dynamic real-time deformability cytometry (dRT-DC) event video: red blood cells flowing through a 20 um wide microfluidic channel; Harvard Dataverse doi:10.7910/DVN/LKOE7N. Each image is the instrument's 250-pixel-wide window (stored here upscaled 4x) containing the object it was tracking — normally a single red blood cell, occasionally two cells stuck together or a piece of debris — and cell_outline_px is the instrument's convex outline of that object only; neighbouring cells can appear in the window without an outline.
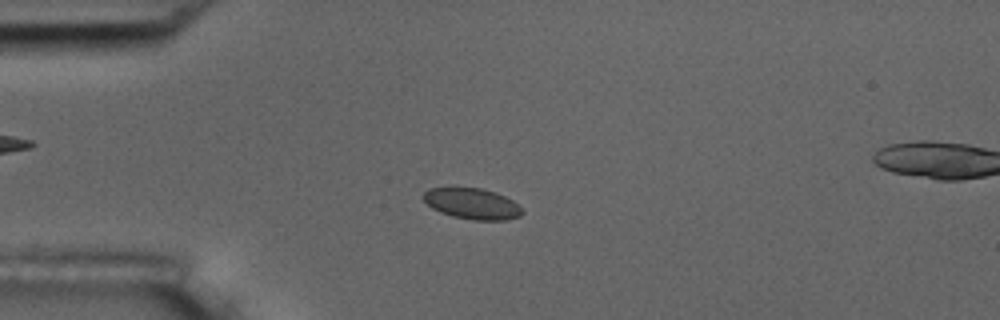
{"species": "common noctule bat (a hibernating species)", "species_latin": "Nyctalus noctula", "temperature_condition": "room temperature", "stored_images_in_passage": 56, "camera_frame_rate_fps": 3000, "um_per_image_px": 0.085, "animal": {"sex": "male", "body_mass_g": 17.5, "forearm_length_mm": 52.3}, "frame": {"image": 1, "passage_image": 14, "time_ms": 4.333, "image_size_px": [1000, 320], "cell_outline_px": [[524, 212], [520, 216], [504, 220], [472, 220], [452, 216], [440, 212], [432, 208], [420, 196], [428, 188], [448, 184], [452, 184], [480, 188], [496, 192], [512, 200]], "centroid_in_image_um": [40.03, 17.25], "position_along_channel_um": 45.0, "area_um2": 18.55}}
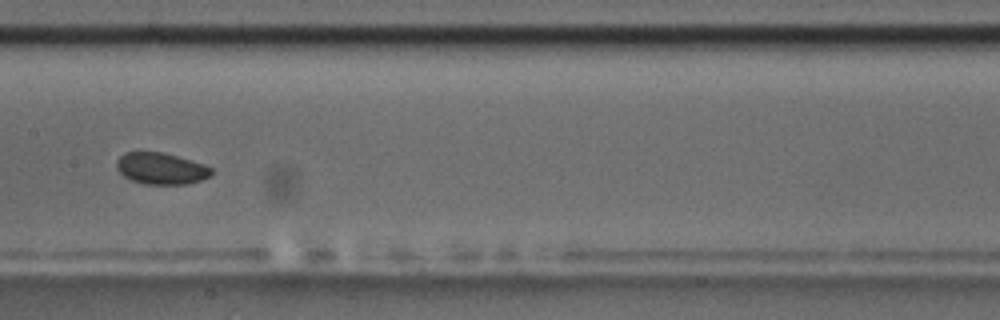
{"frame": {"image": 2, "passage_image": 28, "time_ms": 9.0, "image_size_px": [1000, 320], "cell_outline_px": [[212, 176], [188, 184], [144, 184], [132, 180], [124, 176], [116, 168], [116, 160], [124, 152], [164, 152], [192, 160], [204, 164], [212, 168]], "centroid_in_image_um": [13.7, 14.32], "position_along_channel_um": 193.7, "area_um2": 17.57}}
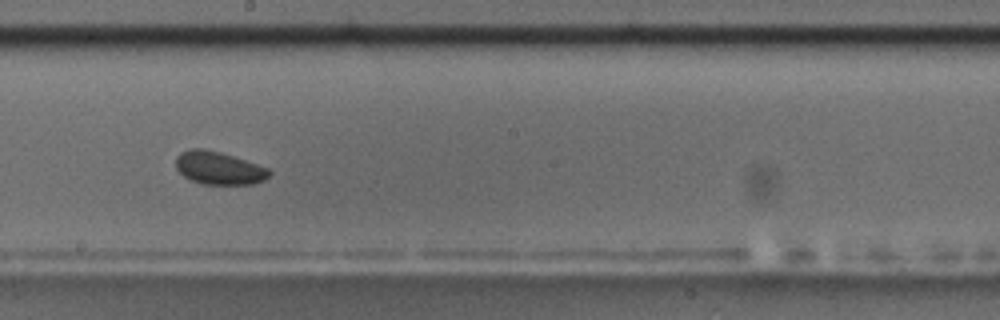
{"frame": {"image": 3, "passage_image": 31, "time_ms": 10.0, "image_size_px": [1000, 320], "cell_outline_px": [[272, 172], [264, 180], [252, 184], [200, 184], [184, 176], [176, 168], [176, 156], [180, 152], [192, 148], [204, 148], [220, 152], [268, 168]], "centroid_in_image_um": [18.57, 14.28], "position_along_channel_um": 229.6, "area_um2": 17.8}, "authors_computed_cell_mechanics": {"area_um2": 18.1781, "velocity_mm_per_s": 3.6105, "shape_relaxation_time_tau1_ms": 3.3672, "shape_relaxation_time_tau2_ms": null, "deformation_change_tau1": 0.0453, "deformation_change_tau2": null}}